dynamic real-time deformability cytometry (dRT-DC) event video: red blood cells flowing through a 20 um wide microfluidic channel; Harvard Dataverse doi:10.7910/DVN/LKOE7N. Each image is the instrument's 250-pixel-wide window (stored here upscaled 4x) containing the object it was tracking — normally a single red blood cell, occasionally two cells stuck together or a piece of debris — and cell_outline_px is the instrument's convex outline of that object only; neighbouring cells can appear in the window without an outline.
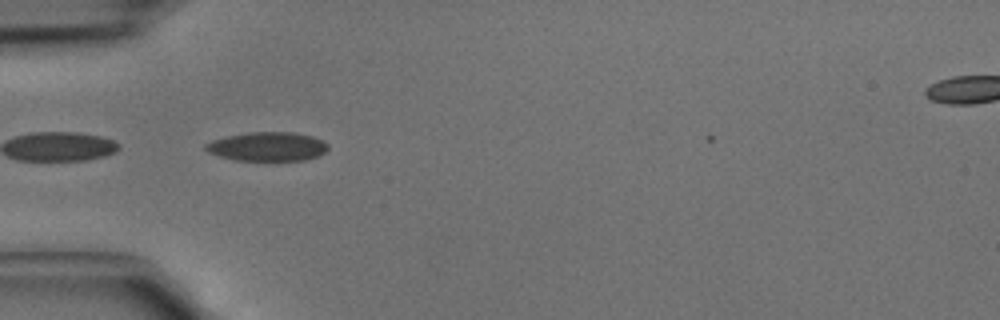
{"species": "common noctule bat (a hibernating species)", "species_latin": "Nyctalus noctula", "temperature_condition": "cold", "stored_images_in_passage": 4, "camera_frame_rate_fps": 3000, "um_per_image_px": 0.085, "animal": {"sex": "male", "body_mass_g": 15.6}, "frame": {"image": 1, "passage_image": 2, "time_ms": 0.333, "image_size_px": [1000, 320], "cell_outline_px": [[328, 148], [320, 156], [304, 160], [236, 160], [220, 156], [208, 152], [204, 148], [204, 144], [212, 140], [228, 136], [252, 132], [292, 132], [312, 136], [328, 144]], "centroid_in_image_um": [22.73, 12.46], "position_along_channel_um": 62.3, "area_um2": 20.52}}